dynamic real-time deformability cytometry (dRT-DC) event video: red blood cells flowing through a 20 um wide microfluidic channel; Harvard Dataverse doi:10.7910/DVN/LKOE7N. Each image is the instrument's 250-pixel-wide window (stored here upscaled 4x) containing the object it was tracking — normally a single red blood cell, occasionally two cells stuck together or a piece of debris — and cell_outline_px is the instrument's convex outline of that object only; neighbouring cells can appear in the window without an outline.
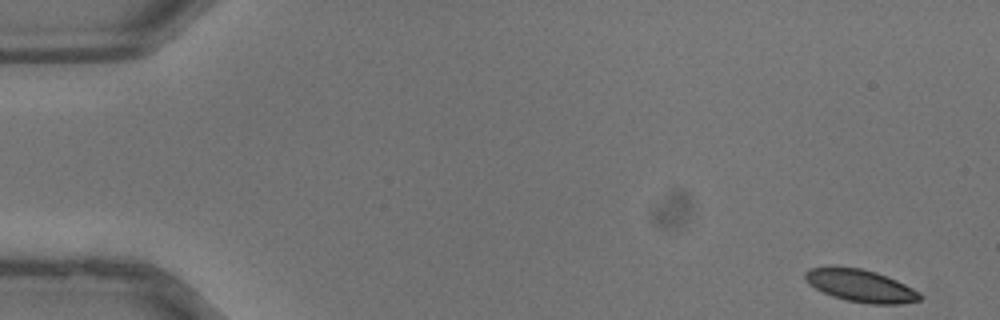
{"species": "common noctule bat (a hibernating species)", "species_latin": "Nyctalus noctula", "temperature_condition": "warm", "stored_images_in_passage": 37, "camera_frame_rate_fps": 3000, "um_per_image_px": 0.085, "animal": {"sex": "male", "body_mass_g": 13.3}, "frame": {"image": 1, "passage_image": 1, "time_ms": 0.0, "image_size_px": [1000, 320], "cell_outline_px": [[920, 300], [900, 304], [868, 304], [844, 300], [832, 296], [808, 284], [804, 276], [804, 272], [808, 268], [832, 264], [860, 268], [876, 272], [896, 280], [920, 292]], "centroid_in_image_um": [73.07, 24.25], "position_along_channel_um": 11.9, "area_um2": 22.08}}
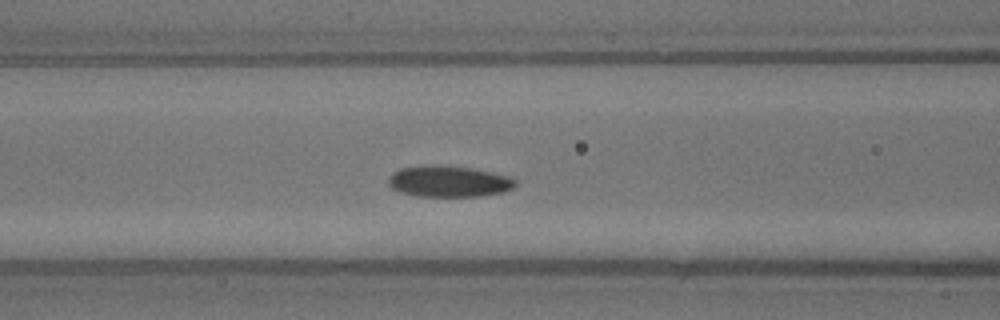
{"frame": {"image": 2, "passage_image": 15, "time_ms": 4.667, "image_size_px": [1000, 320], "cell_outline_px": [[516, 184], [512, 188], [504, 192], [480, 196], [416, 196], [400, 192], [392, 188], [388, 184], [388, 176], [392, 172], [400, 168], [428, 164], [432, 164], [468, 168], [492, 172], [512, 176], [516, 180]], "centroid_in_image_um": [38.13, 15.41], "position_along_channel_um": 128.5, "area_um2": 23.29}}
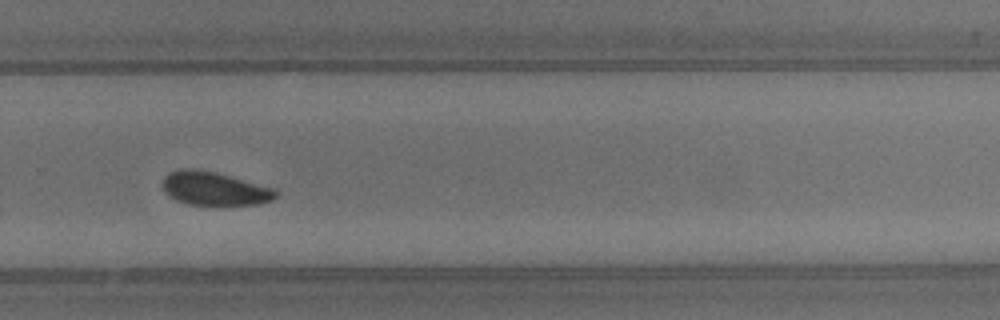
{"frame": {"image": 3, "passage_image": 25, "time_ms": 8.0, "image_size_px": [1000, 320], "cell_outline_px": [[280, 192], [272, 200], [260, 204], [188, 204], [176, 200], [168, 196], [164, 192], [164, 176], [168, 172], [180, 168], [192, 168], [216, 172], [276, 188]], "centroid_in_image_um": [18.24, 16.01], "position_along_channel_um": 311.6, "area_um2": 22.2}}